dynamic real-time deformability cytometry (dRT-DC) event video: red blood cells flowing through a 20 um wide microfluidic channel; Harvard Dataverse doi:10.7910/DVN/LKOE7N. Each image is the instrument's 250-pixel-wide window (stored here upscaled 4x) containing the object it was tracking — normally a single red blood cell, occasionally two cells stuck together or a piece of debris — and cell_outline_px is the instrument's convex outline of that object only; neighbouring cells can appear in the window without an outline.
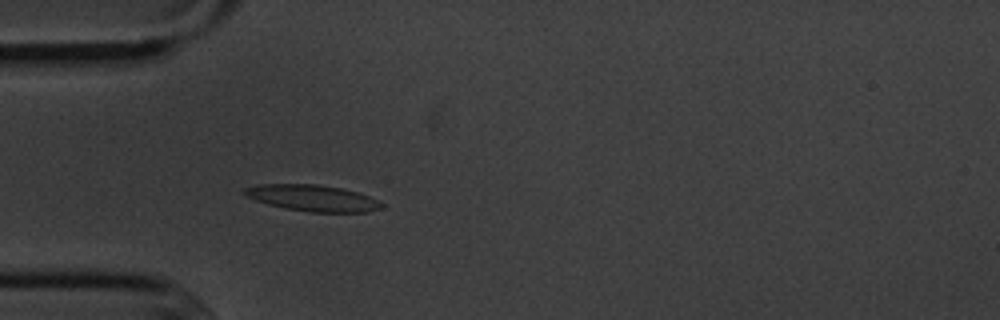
{"species": "common noctule bat (a hibernating species)", "species_latin": "Nyctalus noctula", "temperature_condition": "cold", "stored_images_in_passage": 3, "camera_frame_rate_fps": 3000, "um_per_image_px": 0.085, "animal": {"sex": "male", "body_mass_g": 20.1, "forearm_length_mm": 53.5}, "frame": {"image": 1, "passage_image": 3, "time_ms": 2.0, "image_size_px": [1000, 320], "cell_outline_px": [[384, 208], [364, 212], [312, 212], [288, 208], [268, 204], [244, 196], [240, 192], [244, 188], [260, 184], [316, 184], [340, 188], [356, 192], [368, 196], [384, 204]], "centroid_in_image_um": [26.54, 16.83], "position_along_channel_um": 58.5, "area_um2": 20.87}}